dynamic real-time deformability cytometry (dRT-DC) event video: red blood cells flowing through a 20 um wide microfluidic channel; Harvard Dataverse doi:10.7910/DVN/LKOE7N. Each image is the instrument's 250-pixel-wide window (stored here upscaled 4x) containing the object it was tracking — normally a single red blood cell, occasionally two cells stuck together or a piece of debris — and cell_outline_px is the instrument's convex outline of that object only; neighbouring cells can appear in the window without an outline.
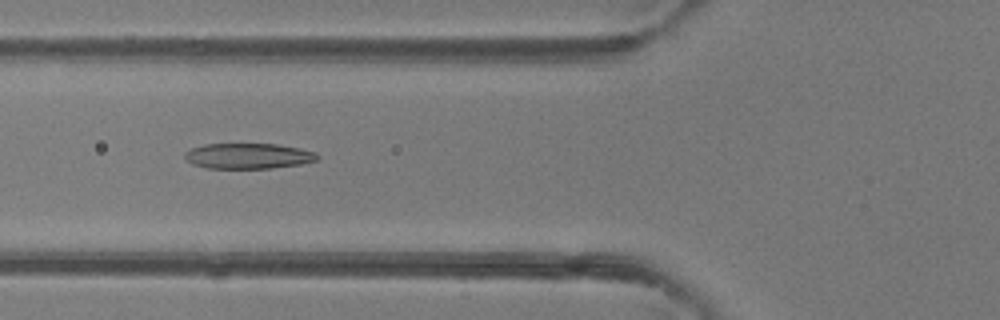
{"species": "common noctule bat (a hibernating species)", "species_latin": "Nyctalus noctula", "temperature_condition": "room temperature", "stored_images_in_passage": 49, "camera_frame_rate_fps": 3000, "um_per_image_px": 0.085, "animal": {"sex": "female"}, "frame": {"image": 1, "passage_image": 19, "time_ms": 6.0, "image_size_px": [1000, 320], "cell_outline_px": [[320, 156], [316, 160], [300, 164], [272, 168], [208, 168], [192, 164], [184, 156], [184, 152], [192, 148], [204, 144], [276, 144], [300, 148], [316, 152]], "centroid_in_image_um": [21.11, 13.25], "position_along_channel_um": 104.7, "area_um2": 19.65}}
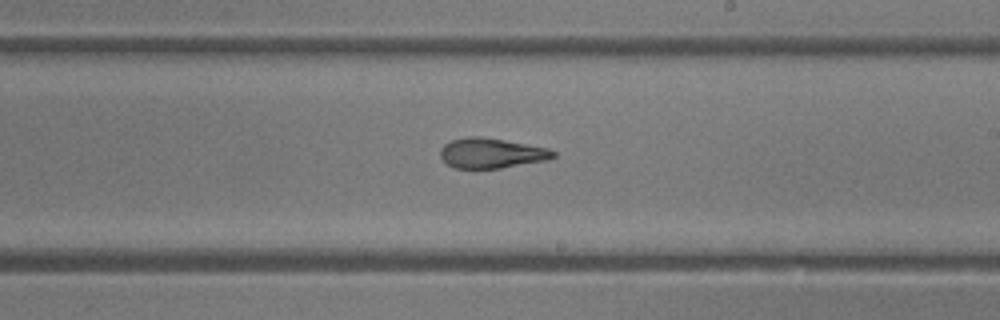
{"frame": {"image": 2, "passage_image": 29, "time_ms": 9.333, "image_size_px": [1000, 320], "cell_outline_px": [[556, 156], [548, 160], [500, 168], [456, 168], [448, 164], [440, 156], [440, 148], [444, 144], [452, 140], [468, 136], [480, 136], [504, 140], [548, 148], [556, 152]], "centroid_in_image_um": [41.78, 13.01], "position_along_channel_um": 247.2, "area_um2": 19.71}}
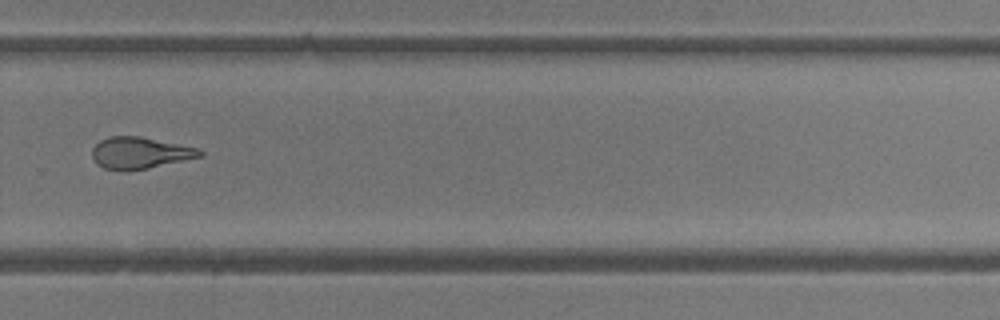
{"frame": {"image": 3, "passage_image": 34, "time_ms": 11.0, "image_size_px": [1000, 320], "cell_outline_px": [[204, 156], [148, 168], [128, 172], [124, 172], [104, 168], [96, 164], [92, 156], [92, 148], [100, 140], [108, 136], [140, 136], [200, 148], [204, 152]], "centroid_in_image_um": [11.89, 13.01], "position_along_channel_um": 317.9, "area_um2": 20.23}, "authors_computed_cell_mechanics": {"area_um2": 21.2126, "velocity_mm_per_s": 4.2675, "shape_relaxation_time_tau1_ms": 8.1644, "shape_relaxation_time_tau2_ms": 1.8445, "deformation_change_tau1": 0.2614, "deformation_change_tau2": 0.1206}}